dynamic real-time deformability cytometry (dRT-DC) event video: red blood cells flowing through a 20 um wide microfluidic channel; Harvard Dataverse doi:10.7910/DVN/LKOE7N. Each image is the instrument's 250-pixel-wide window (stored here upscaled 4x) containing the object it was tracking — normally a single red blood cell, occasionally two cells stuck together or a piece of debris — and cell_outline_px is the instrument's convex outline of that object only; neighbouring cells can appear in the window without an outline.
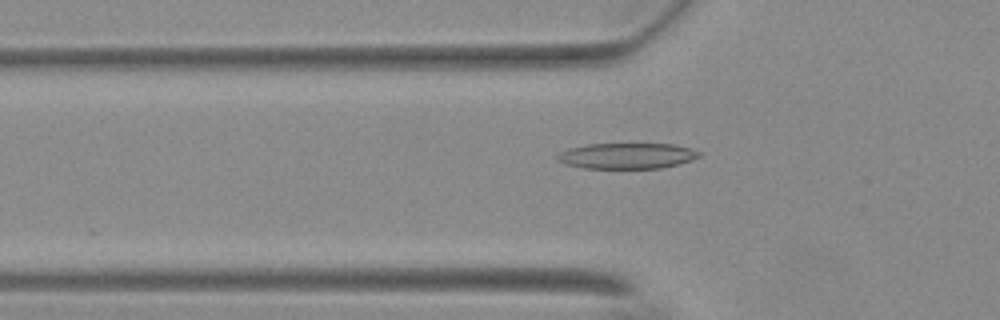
{"species": "Egyptian fruit bat (a non-hibernating species)", "species_latin": "Rousettus aegyptiacus", "temperature_condition": "warm", "stored_images_in_passage": 56, "camera_frame_rate_fps": 3000, "um_per_image_px": 0.085, "animal": {"sex": "female"}, "frame": {"image": 1, "passage_image": 19, "time_ms": 6.0, "image_size_px": [1000, 320], "cell_outline_px": [[700, 156], [676, 164], [660, 168], [584, 168], [564, 164], [556, 160], [556, 156], [560, 152], [568, 148], [588, 144], [676, 144], [692, 148], [700, 152]], "centroid_in_image_um": [53.24, 13.24], "position_along_channel_um": 72.6, "area_um2": 21.21}}
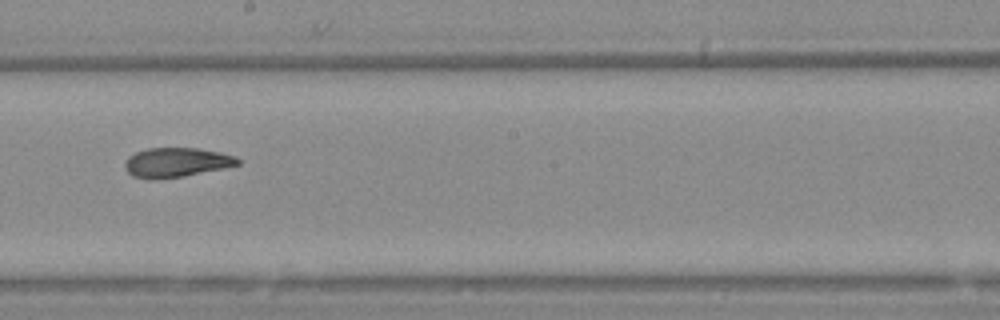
{"frame": {"image": 2, "passage_image": 32, "time_ms": 10.333, "image_size_px": [1000, 320], "cell_outline_px": [[240, 164], [224, 168], [184, 176], [152, 180], [148, 180], [132, 176], [124, 168], [124, 164], [128, 156], [136, 152], [148, 148], [200, 148], [220, 152], [236, 156], [240, 160]], "centroid_in_image_um": [14.98, 13.81], "position_along_channel_um": 233.2, "area_um2": 19.59}}
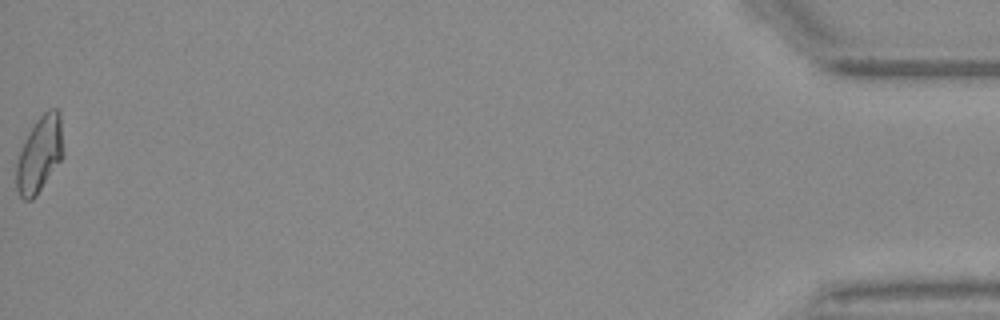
{"frame": {"image": 3, "passage_image": 56, "time_ms": 18.333, "image_size_px": [1000, 320], "cell_outline_px": [[64, 156], [36, 196], [32, 200], [24, 200], [20, 196], [16, 188], [16, 164], [20, 152], [36, 120], [48, 108], [56, 108], [60, 112], [64, 152]], "centroid_in_image_um": [3.39, 13.12], "position_along_channel_um": 431.8, "area_um2": 20.75}, "authors_computed_cell_mechanics": {"area_um2": 20.3745, "velocity_mm_per_s": 3.699, "shape_relaxation_time_tau1_ms": null, "shape_relaxation_time_tau2_ms": 2.6067, "deformation_change_tau1": null, "deformation_change_tau2": 0.0909}}